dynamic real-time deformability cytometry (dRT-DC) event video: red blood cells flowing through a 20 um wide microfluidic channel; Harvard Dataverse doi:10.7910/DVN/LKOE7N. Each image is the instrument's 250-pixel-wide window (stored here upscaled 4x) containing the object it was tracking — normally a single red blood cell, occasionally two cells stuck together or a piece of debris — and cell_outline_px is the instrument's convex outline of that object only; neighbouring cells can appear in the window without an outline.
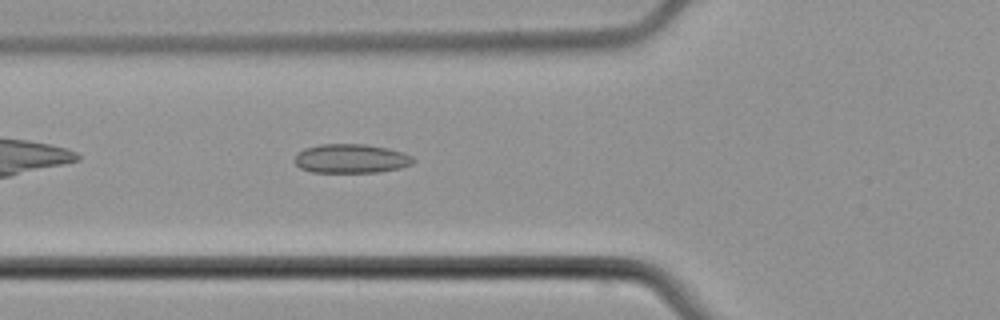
{"species": "common noctule bat (a hibernating species)", "species_latin": "Nyctalus noctula", "temperature_condition": "cold", "stored_images_in_passage": 5, "camera_frame_rate_fps": 3000, "um_per_image_px": 0.085, "animal": {"sex": "male", "body_mass_g": 21.5, "forearm_length_mm": 52.0}, "frame": {"image": 1, "passage_image": 5, "time_ms": 5.333, "image_size_px": [1000, 320], "cell_outline_px": [[416, 160], [412, 164], [400, 168], [380, 172], [312, 172], [300, 168], [292, 160], [296, 152], [304, 148], [320, 144], [364, 144], [388, 148], [404, 152], [412, 156]], "centroid_in_image_um": [29.82, 13.47], "position_along_channel_um": 96.0, "area_um2": 20.4}}